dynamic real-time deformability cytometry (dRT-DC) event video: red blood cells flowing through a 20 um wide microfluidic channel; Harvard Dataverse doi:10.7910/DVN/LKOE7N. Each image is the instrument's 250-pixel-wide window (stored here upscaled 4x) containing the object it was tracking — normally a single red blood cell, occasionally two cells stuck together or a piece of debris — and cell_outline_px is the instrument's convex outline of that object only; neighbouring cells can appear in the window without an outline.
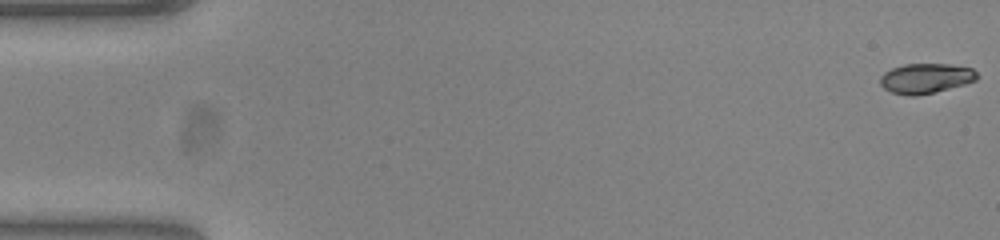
{"species": "common noctule bat (a hibernating species)", "species_latin": "Nyctalus noctula", "temperature_condition": "warm", "stored_images_in_passage": 54, "camera_frame_rate_fps": 3000, "um_per_image_px": 0.085, "animal": {"sex": "female", "body_mass_g": 23.0, "forearm_length_mm": 53.4}, "frame": {"image": 1, "passage_image": 1, "time_ms": 0.0, "image_size_px": [1000, 240], "cell_outline_px": [[980, 76], [976, 80], [964, 84], [916, 96], [908, 96], [892, 92], [884, 88], [880, 84], [880, 76], [884, 72], [892, 68], [904, 64], [948, 64], [972, 68]], "centroid_in_image_um": [78.68, 6.65], "position_along_channel_um": 6.3, "area_um2": 16.82}}
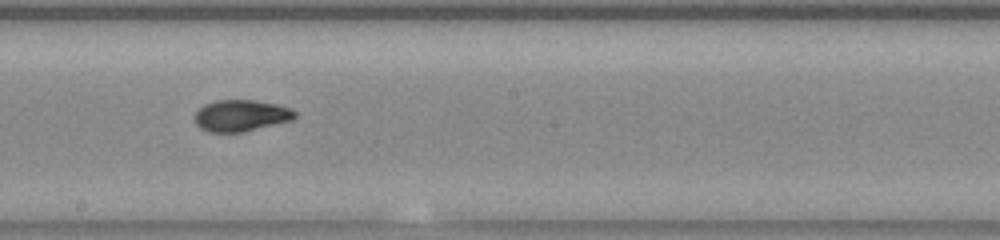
{"frame": {"image": 2, "passage_image": 30, "time_ms": 9.667, "image_size_px": [1000, 240], "cell_outline_px": [[296, 116], [292, 120], [244, 132], [208, 132], [200, 128], [196, 124], [196, 112], [204, 104], [216, 100], [252, 100], [276, 104], [292, 108], [296, 112]], "centroid_in_image_um": [20.5, 9.83], "position_along_channel_um": 227.7, "area_um2": 18.38}}
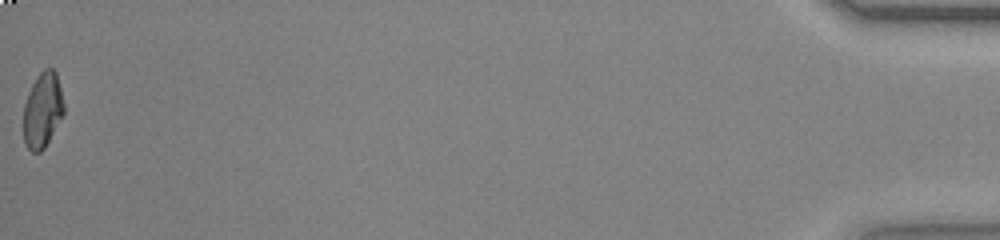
{"frame": {"image": 3, "passage_image": 54, "time_ms": 17.667, "image_size_px": [1000, 240], "cell_outline_px": [[64, 112], [44, 148], [40, 152], [32, 152], [24, 144], [24, 104], [28, 92], [36, 76], [44, 68], [52, 68], [56, 72], [64, 104]], "centroid_in_image_um": [3.6, 9.34], "position_along_channel_um": 431.6, "area_um2": 17.57}, "authors_computed_cell_mechanics": {"area_um2": 18.2648, "velocity_mm_per_s": 3.856, "shape_relaxation_time_tau1_ms": null, "shape_relaxation_time_tau2_ms": 1.5329, "deformation_change_tau1": null, "deformation_change_tau2": 0.0525}}